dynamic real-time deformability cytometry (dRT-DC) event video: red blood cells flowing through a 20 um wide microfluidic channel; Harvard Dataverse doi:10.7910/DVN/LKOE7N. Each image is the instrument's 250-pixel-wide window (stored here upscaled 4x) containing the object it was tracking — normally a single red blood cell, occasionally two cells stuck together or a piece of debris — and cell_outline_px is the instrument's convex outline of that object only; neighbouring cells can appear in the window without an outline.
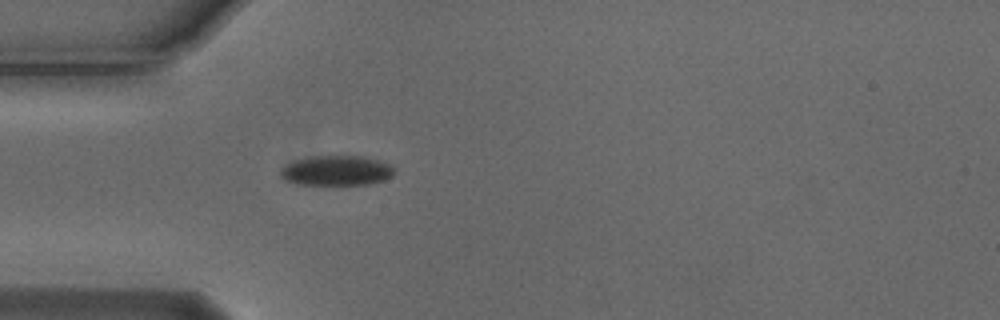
{"species": "Egyptian fruit bat (a non-hibernating species)", "species_latin": "Rousettus aegyptiacus", "temperature_condition": "cold", "stored_images_in_passage": 1, "camera_frame_rate_fps": 3000, "um_per_image_px": 0.085, "animal": {"sex": "male"}, "frame": {"image": 1, "passage_image": 1, "time_ms": 0.0, "image_size_px": [1000, 320], "cell_outline_px": [[392, 176], [384, 180], [368, 184], [296, 184], [284, 180], [280, 176], [280, 172], [284, 164], [292, 160], [312, 156], [360, 156], [392, 164]], "centroid_in_image_um": [28.53, 14.49], "position_along_channel_um": 56.5, "area_um2": 19.83}}